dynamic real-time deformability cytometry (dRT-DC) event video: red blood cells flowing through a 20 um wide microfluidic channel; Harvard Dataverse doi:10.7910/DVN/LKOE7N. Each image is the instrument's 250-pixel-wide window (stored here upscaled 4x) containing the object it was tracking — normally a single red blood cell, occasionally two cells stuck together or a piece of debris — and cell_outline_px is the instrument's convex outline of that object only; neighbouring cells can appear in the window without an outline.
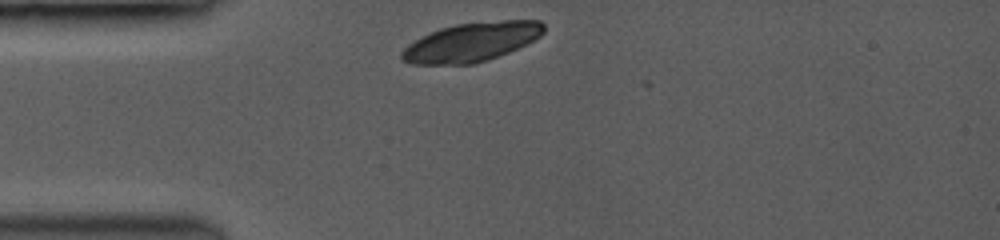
{"species": "common noctule bat (a hibernating species)", "species_latin": "Nyctalus noctula", "temperature_condition": "room temperature", "stored_images_in_passage": 47, "camera_frame_rate_fps": 3500, "um_per_image_px": 0.085, "animal": {"sex": "female", "body_mass_g": 19.0, "forearm_length_mm": 53.3}, "frame": {"image": 1, "passage_image": 1, "time_ms": 0.0, "image_size_px": [1000, 240], "cell_outline_px": [[544, 32], [540, 36], [508, 52], [472, 64], [412, 64], [404, 60], [400, 56], [400, 52], [408, 44], [420, 36], [440, 28], [456, 24], [500, 20], [540, 20], [544, 24]], "centroid_in_image_um": [40.04, 3.56], "position_along_channel_um": 45.0, "area_um2": 31.96}}
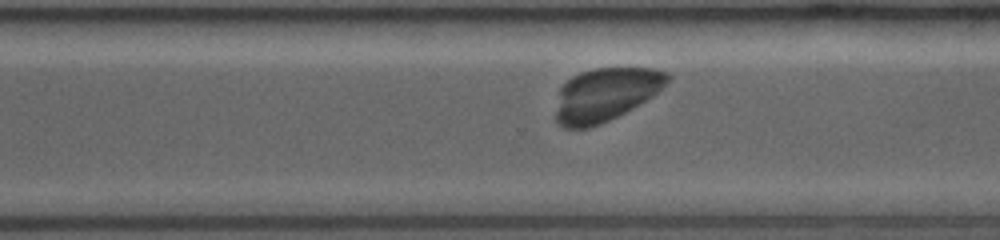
{"frame": {"image": 2, "passage_image": 41, "time_ms": 7.429, "image_size_px": [1000, 240], "cell_outline_px": [[668, 80], [652, 96], [632, 108], [600, 124], [588, 128], [564, 128], [556, 124], [556, 112], [560, 88], [572, 76], [580, 72], [596, 68], [652, 68], [664, 72], [668, 76]], "centroid_in_image_um": [51.41, 8.04], "position_along_channel_um": 319.2, "area_um2": 34.04}}